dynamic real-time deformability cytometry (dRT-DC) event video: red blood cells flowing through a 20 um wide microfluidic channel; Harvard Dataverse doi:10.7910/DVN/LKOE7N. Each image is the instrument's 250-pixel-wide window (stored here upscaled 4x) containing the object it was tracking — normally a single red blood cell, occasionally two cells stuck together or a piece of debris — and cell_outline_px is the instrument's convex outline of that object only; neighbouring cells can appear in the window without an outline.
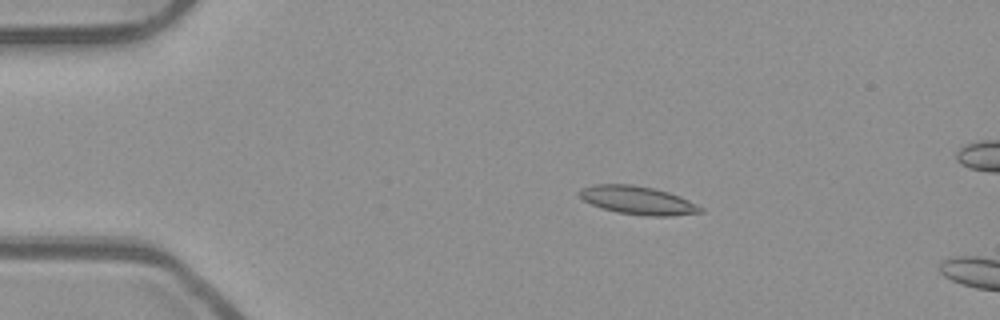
{"species": "common noctule bat (a hibernating species)", "species_latin": "Nyctalus noctula", "temperature_condition": "room temperature", "stored_images_in_passage": 17, "camera_frame_rate_fps": 3000, "um_per_image_px": 0.085, "animal": {"sex": "male", "body_mass_g": 23.1, "forearm_length_mm": 52.7}, "frame": {"image": 1, "passage_image": 10, "time_ms": 3.0, "image_size_px": [1000, 320], "cell_outline_px": [[704, 212], [672, 216], [648, 216], [616, 212], [592, 204], [584, 200], [576, 192], [580, 188], [596, 184], [632, 184], [656, 188], [680, 196], [704, 208]], "centroid_in_image_um": [54.22, 17.02], "position_along_channel_um": 30.8, "area_um2": 20.06}}